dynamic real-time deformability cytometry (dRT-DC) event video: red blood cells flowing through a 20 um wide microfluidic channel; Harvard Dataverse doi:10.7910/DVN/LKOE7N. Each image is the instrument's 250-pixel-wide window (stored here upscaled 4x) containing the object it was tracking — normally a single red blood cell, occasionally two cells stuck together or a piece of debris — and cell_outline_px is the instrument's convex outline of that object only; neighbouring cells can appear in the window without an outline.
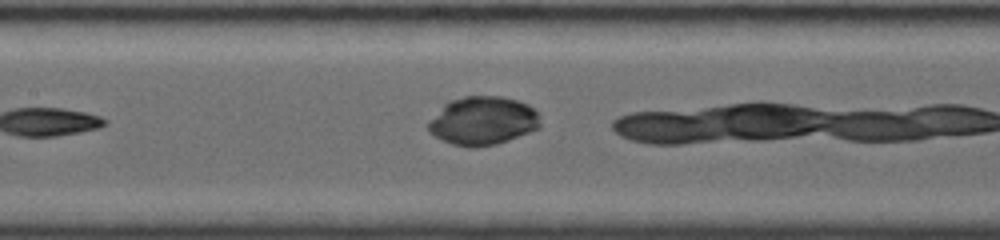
{"species": "common noctule bat (a hibernating species)", "species_latin": "Nyctalus noctula", "temperature_condition": "room temperature", "stored_images_in_passage": 6, "camera_frame_rate_fps": 4000, "um_per_image_px": 0.085, "animal": {"sex": "female", "body_mass_g": 19.0, "forearm_length_mm": 56.7}, "frame": {"image": 1, "passage_image": 6, "time_ms": 5.75, "image_size_px": [1000, 240], "cell_outline_px": [[540, 128], [508, 140], [496, 144], [476, 148], [452, 144], [428, 132], [428, 120], [448, 100], [464, 96], [500, 96], [516, 100], [528, 104], [540, 116]], "centroid_in_image_um": [41.03, 10.26], "position_along_channel_um": 166.4, "area_um2": 31.73}}